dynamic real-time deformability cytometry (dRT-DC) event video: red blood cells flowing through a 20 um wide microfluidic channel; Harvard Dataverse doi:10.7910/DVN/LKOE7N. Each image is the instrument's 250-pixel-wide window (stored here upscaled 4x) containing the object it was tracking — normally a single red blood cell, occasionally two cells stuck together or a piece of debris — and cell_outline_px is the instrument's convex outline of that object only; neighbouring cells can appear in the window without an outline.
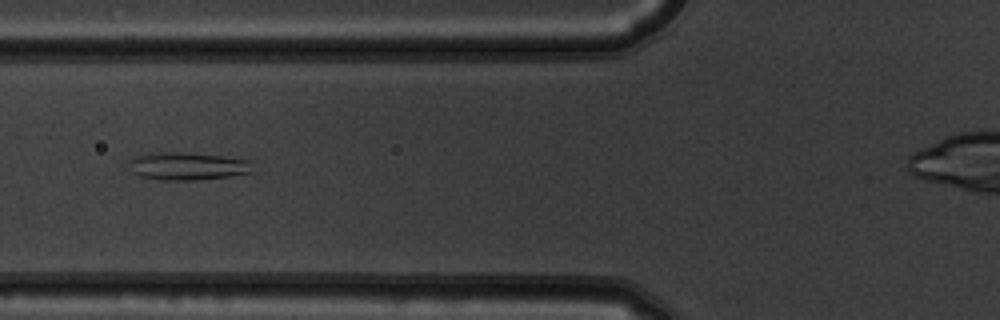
{"species": "common noctule bat (a hibernating species)", "species_latin": "Nyctalus noctula", "temperature_condition": "warm", "stored_images_in_passage": 5, "camera_frame_rate_fps": 3000, "um_per_image_px": 0.085, "animal": {"sex": "male", "body_mass_g": 19.5, "forearm_length_mm": 54.6}, "frame": {"image": 1, "passage_image": 5, "time_ms": 1.333, "image_size_px": [1000, 320], "cell_outline_px": [[256, 172], [228, 176], [196, 180], [160, 180], [140, 176], [132, 172], [128, 160], [136, 156], [148, 152], [180, 152], [224, 156], [252, 160]], "centroid_in_image_um": [15.99, 14.11], "position_along_channel_um": 109.8, "area_um2": 20.4}}